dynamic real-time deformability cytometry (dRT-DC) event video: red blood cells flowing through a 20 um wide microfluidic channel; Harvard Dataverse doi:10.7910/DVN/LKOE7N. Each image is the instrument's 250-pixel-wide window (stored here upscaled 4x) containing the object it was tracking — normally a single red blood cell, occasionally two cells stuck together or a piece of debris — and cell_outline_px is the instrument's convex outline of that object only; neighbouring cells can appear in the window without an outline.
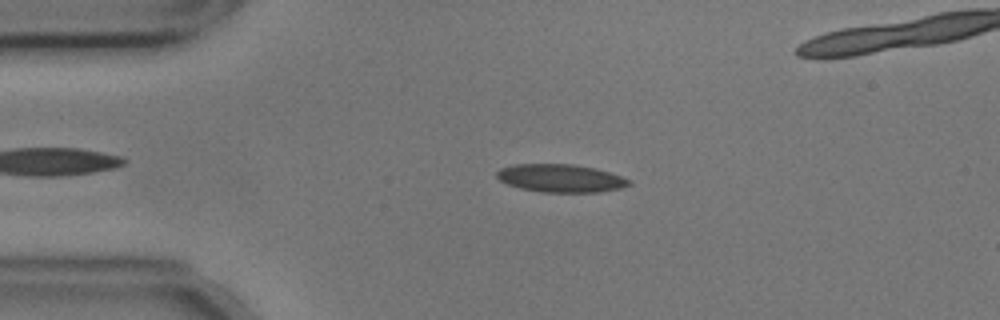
{"species": "common noctule bat (a hibernating species)", "species_latin": "Nyctalus noctula", "temperature_condition": "cold", "stored_images_in_passage": 15, "camera_frame_rate_fps": 3000, "um_per_image_px": 0.085, "animal": {"sex": "male", "body_mass_g": 17.9, "forearm_length_mm": 54.2}, "frame": {"image": 1, "passage_image": 11, "time_ms": 3.333, "image_size_px": [1000, 320], "cell_outline_px": [[632, 184], [620, 188], [600, 192], [540, 192], [520, 188], [508, 184], [500, 180], [496, 176], [496, 172], [500, 168], [516, 164], [572, 164], [596, 168], [632, 180]], "centroid_in_image_um": [47.66, 15.15], "position_along_channel_um": 37.3, "area_um2": 21.56}}